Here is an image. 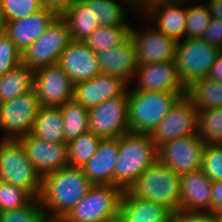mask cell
<instances>
[{
	"instance_id": "obj_13",
	"label": "cell",
	"mask_w": 222,
	"mask_h": 222,
	"mask_svg": "<svg viewBox=\"0 0 222 222\" xmlns=\"http://www.w3.org/2000/svg\"><path fill=\"white\" fill-rule=\"evenodd\" d=\"M33 90L41 107H61L74 97V84L58 64L33 71Z\"/></svg>"
},
{
	"instance_id": "obj_18",
	"label": "cell",
	"mask_w": 222,
	"mask_h": 222,
	"mask_svg": "<svg viewBox=\"0 0 222 222\" xmlns=\"http://www.w3.org/2000/svg\"><path fill=\"white\" fill-rule=\"evenodd\" d=\"M128 87L129 84L122 78L100 73L75 84L73 99L89 110L112 97L122 95Z\"/></svg>"
},
{
	"instance_id": "obj_37",
	"label": "cell",
	"mask_w": 222,
	"mask_h": 222,
	"mask_svg": "<svg viewBox=\"0 0 222 222\" xmlns=\"http://www.w3.org/2000/svg\"><path fill=\"white\" fill-rule=\"evenodd\" d=\"M32 198L26 190L0 181V213L25 206Z\"/></svg>"
},
{
	"instance_id": "obj_36",
	"label": "cell",
	"mask_w": 222,
	"mask_h": 222,
	"mask_svg": "<svg viewBox=\"0 0 222 222\" xmlns=\"http://www.w3.org/2000/svg\"><path fill=\"white\" fill-rule=\"evenodd\" d=\"M201 170L212 181H222V144H205Z\"/></svg>"
},
{
	"instance_id": "obj_43",
	"label": "cell",
	"mask_w": 222,
	"mask_h": 222,
	"mask_svg": "<svg viewBox=\"0 0 222 222\" xmlns=\"http://www.w3.org/2000/svg\"><path fill=\"white\" fill-rule=\"evenodd\" d=\"M78 0H41L44 8L55 11L58 15H62Z\"/></svg>"
},
{
	"instance_id": "obj_35",
	"label": "cell",
	"mask_w": 222,
	"mask_h": 222,
	"mask_svg": "<svg viewBox=\"0 0 222 222\" xmlns=\"http://www.w3.org/2000/svg\"><path fill=\"white\" fill-rule=\"evenodd\" d=\"M6 22L26 18L44 7L41 0H0Z\"/></svg>"
},
{
	"instance_id": "obj_30",
	"label": "cell",
	"mask_w": 222,
	"mask_h": 222,
	"mask_svg": "<svg viewBox=\"0 0 222 222\" xmlns=\"http://www.w3.org/2000/svg\"><path fill=\"white\" fill-rule=\"evenodd\" d=\"M63 118L65 143L89 131V111L75 99L68 100L60 107Z\"/></svg>"
},
{
	"instance_id": "obj_27",
	"label": "cell",
	"mask_w": 222,
	"mask_h": 222,
	"mask_svg": "<svg viewBox=\"0 0 222 222\" xmlns=\"http://www.w3.org/2000/svg\"><path fill=\"white\" fill-rule=\"evenodd\" d=\"M67 22L72 41H84L98 27L94 14L84 0H78L61 15Z\"/></svg>"
},
{
	"instance_id": "obj_22",
	"label": "cell",
	"mask_w": 222,
	"mask_h": 222,
	"mask_svg": "<svg viewBox=\"0 0 222 222\" xmlns=\"http://www.w3.org/2000/svg\"><path fill=\"white\" fill-rule=\"evenodd\" d=\"M57 16L58 14L55 11L43 8L26 18L8 21L6 34L17 48L23 52L47 30Z\"/></svg>"
},
{
	"instance_id": "obj_14",
	"label": "cell",
	"mask_w": 222,
	"mask_h": 222,
	"mask_svg": "<svg viewBox=\"0 0 222 222\" xmlns=\"http://www.w3.org/2000/svg\"><path fill=\"white\" fill-rule=\"evenodd\" d=\"M205 144L197 134L174 139L158 148V160L179 175L201 170Z\"/></svg>"
},
{
	"instance_id": "obj_12",
	"label": "cell",
	"mask_w": 222,
	"mask_h": 222,
	"mask_svg": "<svg viewBox=\"0 0 222 222\" xmlns=\"http://www.w3.org/2000/svg\"><path fill=\"white\" fill-rule=\"evenodd\" d=\"M193 134H197V109L184 95L172 106L150 136L158 149L166 142Z\"/></svg>"
},
{
	"instance_id": "obj_21",
	"label": "cell",
	"mask_w": 222,
	"mask_h": 222,
	"mask_svg": "<svg viewBox=\"0 0 222 222\" xmlns=\"http://www.w3.org/2000/svg\"><path fill=\"white\" fill-rule=\"evenodd\" d=\"M118 138L101 139L94 156L81 168L93 185H114Z\"/></svg>"
},
{
	"instance_id": "obj_20",
	"label": "cell",
	"mask_w": 222,
	"mask_h": 222,
	"mask_svg": "<svg viewBox=\"0 0 222 222\" xmlns=\"http://www.w3.org/2000/svg\"><path fill=\"white\" fill-rule=\"evenodd\" d=\"M96 57L101 73L122 78L128 84L132 83L138 65L136 48L130 36L112 49L96 52Z\"/></svg>"
},
{
	"instance_id": "obj_33",
	"label": "cell",
	"mask_w": 222,
	"mask_h": 222,
	"mask_svg": "<svg viewBox=\"0 0 222 222\" xmlns=\"http://www.w3.org/2000/svg\"><path fill=\"white\" fill-rule=\"evenodd\" d=\"M101 139L93 132L87 131L69 141L68 166L82 168L94 156Z\"/></svg>"
},
{
	"instance_id": "obj_6",
	"label": "cell",
	"mask_w": 222,
	"mask_h": 222,
	"mask_svg": "<svg viewBox=\"0 0 222 222\" xmlns=\"http://www.w3.org/2000/svg\"><path fill=\"white\" fill-rule=\"evenodd\" d=\"M123 192L114 185H93L66 217L70 222L118 221Z\"/></svg>"
},
{
	"instance_id": "obj_1",
	"label": "cell",
	"mask_w": 222,
	"mask_h": 222,
	"mask_svg": "<svg viewBox=\"0 0 222 222\" xmlns=\"http://www.w3.org/2000/svg\"><path fill=\"white\" fill-rule=\"evenodd\" d=\"M92 186L81 168L67 166L42 177L38 199L43 212L66 216Z\"/></svg>"
},
{
	"instance_id": "obj_8",
	"label": "cell",
	"mask_w": 222,
	"mask_h": 222,
	"mask_svg": "<svg viewBox=\"0 0 222 222\" xmlns=\"http://www.w3.org/2000/svg\"><path fill=\"white\" fill-rule=\"evenodd\" d=\"M220 52L219 47L210 45L201 38L177 42L174 61L185 88L197 80L208 77Z\"/></svg>"
},
{
	"instance_id": "obj_44",
	"label": "cell",
	"mask_w": 222,
	"mask_h": 222,
	"mask_svg": "<svg viewBox=\"0 0 222 222\" xmlns=\"http://www.w3.org/2000/svg\"><path fill=\"white\" fill-rule=\"evenodd\" d=\"M208 78L216 82H222V50L218 54L216 62L212 65Z\"/></svg>"
},
{
	"instance_id": "obj_2",
	"label": "cell",
	"mask_w": 222,
	"mask_h": 222,
	"mask_svg": "<svg viewBox=\"0 0 222 222\" xmlns=\"http://www.w3.org/2000/svg\"><path fill=\"white\" fill-rule=\"evenodd\" d=\"M119 154L114 168V186L128 190L139 176L158 160L150 134L128 132L118 138Z\"/></svg>"
},
{
	"instance_id": "obj_19",
	"label": "cell",
	"mask_w": 222,
	"mask_h": 222,
	"mask_svg": "<svg viewBox=\"0 0 222 222\" xmlns=\"http://www.w3.org/2000/svg\"><path fill=\"white\" fill-rule=\"evenodd\" d=\"M57 64L74 85L101 73L96 53L83 41H72L61 53Z\"/></svg>"
},
{
	"instance_id": "obj_49",
	"label": "cell",
	"mask_w": 222,
	"mask_h": 222,
	"mask_svg": "<svg viewBox=\"0 0 222 222\" xmlns=\"http://www.w3.org/2000/svg\"><path fill=\"white\" fill-rule=\"evenodd\" d=\"M208 5H222V0H206Z\"/></svg>"
},
{
	"instance_id": "obj_45",
	"label": "cell",
	"mask_w": 222,
	"mask_h": 222,
	"mask_svg": "<svg viewBox=\"0 0 222 222\" xmlns=\"http://www.w3.org/2000/svg\"><path fill=\"white\" fill-rule=\"evenodd\" d=\"M39 222H70L66 216L62 215H50L43 212Z\"/></svg>"
},
{
	"instance_id": "obj_17",
	"label": "cell",
	"mask_w": 222,
	"mask_h": 222,
	"mask_svg": "<svg viewBox=\"0 0 222 222\" xmlns=\"http://www.w3.org/2000/svg\"><path fill=\"white\" fill-rule=\"evenodd\" d=\"M141 14L166 36L185 39L186 0L152 3Z\"/></svg>"
},
{
	"instance_id": "obj_47",
	"label": "cell",
	"mask_w": 222,
	"mask_h": 222,
	"mask_svg": "<svg viewBox=\"0 0 222 222\" xmlns=\"http://www.w3.org/2000/svg\"><path fill=\"white\" fill-rule=\"evenodd\" d=\"M211 16L222 20V5H209Z\"/></svg>"
},
{
	"instance_id": "obj_15",
	"label": "cell",
	"mask_w": 222,
	"mask_h": 222,
	"mask_svg": "<svg viewBox=\"0 0 222 222\" xmlns=\"http://www.w3.org/2000/svg\"><path fill=\"white\" fill-rule=\"evenodd\" d=\"M129 86L137 91L186 92L175 62L169 61L138 65Z\"/></svg>"
},
{
	"instance_id": "obj_7",
	"label": "cell",
	"mask_w": 222,
	"mask_h": 222,
	"mask_svg": "<svg viewBox=\"0 0 222 222\" xmlns=\"http://www.w3.org/2000/svg\"><path fill=\"white\" fill-rule=\"evenodd\" d=\"M72 42L66 20L58 15L47 30L21 54V64L32 71L57 64L61 53Z\"/></svg>"
},
{
	"instance_id": "obj_9",
	"label": "cell",
	"mask_w": 222,
	"mask_h": 222,
	"mask_svg": "<svg viewBox=\"0 0 222 222\" xmlns=\"http://www.w3.org/2000/svg\"><path fill=\"white\" fill-rule=\"evenodd\" d=\"M40 108L34 90L0 103V139L19 140L30 134Z\"/></svg>"
},
{
	"instance_id": "obj_32",
	"label": "cell",
	"mask_w": 222,
	"mask_h": 222,
	"mask_svg": "<svg viewBox=\"0 0 222 222\" xmlns=\"http://www.w3.org/2000/svg\"><path fill=\"white\" fill-rule=\"evenodd\" d=\"M131 26H98L83 42L95 53L112 49L130 36Z\"/></svg>"
},
{
	"instance_id": "obj_26",
	"label": "cell",
	"mask_w": 222,
	"mask_h": 222,
	"mask_svg": "<svg viewBox=\"0 0 222 222\" xmlns=\"http://www.w3.org/2000/svg\"><path fill=\"white\" fill-rule=\"evenodd\" d=\"M31 134L47 142L65 143L60 107H41L34 120Z\"/></svg>"
},
{
	"instance_id": "obj_40",
	"label": "cell",
	"mask_w": 222,
	"mask_h": 222,
	"mask_svg": "<svg viewBox=\"0 0 222 222\" xmlns=\"http://www.w3.org/2000/svg\"><path fill=\"white\" fill-rule=\"evenodd\" d=\"M171 222H216V217L211 212L179 208L172 211Z\"/></svg>"
},
{
	"instance_id": "obj_29",
	"label": "cell",
	"mask_w": 222,
	"mask_h": 222,
	"mask_svg": "<svg viewBox=\"0 0 222 222\" xmlns=\"http://www.w3.org/2000/svg\"><path fill=\"white\" fill-rule=\"evenodd\" d=\"M33 90V71L20 64L0 75V103L15 99Z\"/></svg>"
},
{
	"instance_id": "obj_10",
	"label": "cell",
	"mask_w": 222,
	"mask_h": 222,
	"mask_svg": "<svg viewBox=\"0 0 222 222\" xmlns=\"http://www.w3.org/2000/svg\"><path fill=\"white\" fill-rule=\"evenodd\" d=\"M134 19L140 20L139 24H146L141 29L132 24L130 29V37L136 48L137 65L175 62L177 41L159 31L141 13Z\"/></svg>"
},
{
	"instance_id": "obj_39",
	"label": "cell",
	"mask_w": 222,
	"mask_h": 222,
	"mask_svg": "<svg viewBox=\"0 0 222 222\" xmlns=\"http://www.w3.org/2000/svg\"><path fill=\"white\" fill-rule=\"evenodd\" d=\"M22 52L4 33L0 36V75L7 73L21 64Z\"/></svg>"
},
{
	"instance_id": "obj_23",
	"label": "cell",
	"mask_w": 222,
	"mask_h": 222,
	"mask_svg": "<svg viewBox=\"0 0 222 222\" xmlns=\"http://www.w3.org/2000/svg\"><path fill=\"white\" fill-rule=\"evenodd\" d=\"M211 183L202 170L180 175L181 208L212 213Z\"/></svg>"
},
{
	"instance_id": "obj_42",
	"label": "cell",
	"mask_w": 222,
	"mask_h": 222,
	"mask_svg": "<svg viewBox=\"0 0 222 222\" xmlns=\"http://www.w3.org/2000/svg\"><path fill=\"white\" fill-rule=\"evenodd\" d=\"M212 214L222 215V181H212Z\"/></svg>"
},
{
	"instance_id": "obj_3",
	"label": "cell",
	"mask_w": 222,
	"mask_h": 222,
	"mask_svg": "<svg viewBox=\"0 0 222 222\" xmlns=\"http://www.w3.org/2000/svg\"><path fill=\"white\" fill-rule=\"evenodd\" d=\"M186 92L137 91L128 87L130 132L151 134Z\"/></svg>"
},
{
	"instance_id": "obj_31",
	"label": "cell",
	"mask_w": 222,
	"mask_h": 222,
	"mask_svg": "<svg viewBox=\"0 0 222 222\" xmlns=\"http://www.w3.org/2000/svg\"><path fill=\"white\" fill-rule=\"evenodd\" d=\"M210 18L211 12L206 0H186L185 39L202 38Z\"/></svg>"
},
{
	"instance_id": "obj_38",
	"label": "cell",
	"mask_w": 222,
	"mask_h": 222,
	"mask_svg": "<svg viewBox=\"0 0 222 222\" xmlns=\"http://www.w3.org/2000/svg\"><path fill=\"white\" fill-rule=\"evenodd\" d=\"M43 210L39 199L32 198L25 206L0 213V222H39Z\"/></svg>"
},
{
	"instance_id": "obj_16",
	"label": "cell",
	"mask_w": 222,
	"mask_h": 222,
	"mask_svg": "<svg viewBox=\"0 0 222 222\" xmlns=\"http://www.w3.org/2000/svg\"><path fill=\"white\" fill-rule=\"evenodd\" d=\"M19 141L26 150L28 160L41 178L68 166L67 143H53L38 139L31 133Z\"/></svg>"
},
{
	"instance_id": "obj_46",
	"label": "cell",
	"mask_w": 222,
	"mask_h": 222,
	"mask_svg": "<svg viewBox=\"0 0 222 222\" xmlns=\"http://www.w3.org/2000/svg\"><path fill=\"white\" fill-rule=\"evenodd\" d=\"M170 1H180V0H133L134 4L138 8L139 13H141L147 6H149L152 3L170 2Z\"/></svg>"
},
{
	"instance_id": "obj_34",
	"label": "cell",
	"mask_w": 222,
	"mask_h": 222,
	"mask_svg": "<svg viewBox=\"0 0 222 222\" xmlns=\"http://www.w3.org/2000/svg\"><path fill=\"white\" fill-rule=\"evenodd\" d=\"M197 135L206 144H222V107L197 111Z\"/></svg>"
},
{
	"instance_id": "obj_5",
	"label": "cell",
	"mask_w": 222,
	"mask_h": 222,
	"mask_svg": "<svg viewBox=\"0 0 222 222\" xmlns=\"http://www.w3.org/2000/svg\"><path fill=\"white\" fill-rule=\"evenodd\" d=\"M0 181L26 190L35 199L39 198L42 178L28 160L19 140L0 139Z\"/></svg>"
},
{
	"instance_id": "obj_48",
	"label": "cell",
	"mask_w": 222,
	"mask_h": 222,
	"mask_svg": "<svg viewBox=\"0 0 222 222\" xmlns=\"http://www.w3.org/2000/svg\"><path fill=\"white\" fill-rule=\"evenodd\" d=\"M6 19L4 17L3 9L0 3V36L6 33Z\"/></svg>"
},
{
	"instance_id": "obj_24",
	"label": "cell",
	"mask_w": 222,
	"mask_h": 222,
	"mask_svg": "<svg viewBox=\"0 0 222 222\" xmlns=\"http://www.w3.org/2000/svg\"><path fill=\"white\" fill-rule=\"evenodd\" d=\"M172 210L162 204L134 197L123 192L118 222H171Z\"/></svg>"
},
{
	"instance_id": "obj_25",
	"label": "cell",
	"mask_w": 222,
	"mask_h": 222,
	"mask_svg": "<svg viewBox=\"0 0 222 222\" xmlns=\"http://www.w3.org/2000/svg\"><path fill=\"white\" fill-rule=\"evenodd\" d=\"M84 1L92 10L98 26H131V22L127 21L129 16L133 14L132 17L134 18L139 14L133 0Z\"/></svg>"
},
{
	"instance_id": "obj_50",
	"label": "cell",
	"mask_w": 222,
	"mask_h": 222,
	"mask_svg": "<svg viewBox=\"0 0 222 222\" xmlns=\"http://www.w3.org/2000/svg\"><path fill=\"white\" fill-rule=\"evenodd\" d=\"M216 222H222V215L216 217Z\"/></svg>"
},
{
	"instance_id": "obj_11",
	"label": "cell",
	"mask_w": 222,
	"mask_h": 222,
	"mask_svg": "<svg viewBox=\"0 0 222 222\" xmlns=\"http://www.w3.org/2000/svg\"><path fill=\"white\" fill-rule=\"evenodd\" d=\"M89 111V131L102 139L119 138L130 132L128 123V89Z\"/></svg>"
},
{
	"instance_id": "obj_41",
	"label": "cell",
	"mask_w": 222,
	"mask_h": 222,
	"mask_svg": "<svg viewBox=\"0 0 222 222\" xmlns=\"http://www.w3.org/2000/svg\"><path fill=\"white\" fill-rule=\"evenodd\" d=\"M201 39L222 50V20L211 16L208 27Z\"/></svg>"
},
{
	"instance_id": "obj_28",
	"label": "cell",
	"mask_w": 222,
	"mask_h": 222,
	"mask_svg": "<svg viewBox=\"0 0 222 222\" xmlns=\"http://www.w3.org/2000/svg\"><path fill=\"white\" fill-rule=\"evenodd\" d=\"M186 96L197 111L222 107V82L208 77L197 80L186 88Z\"/></svg>"
},
{
	"instance_id": "obj_4",
	"label": "cell",
	"mask_w": 222,
	"mask_h": 222,
	"mask_svg": "<svg viewBox=\"0 0 222 222\" xmlns=\"http://www.w3.org/2000/svg\"><path fill=\"white\" fill-rule=\"evenodd\" d=\"M180 175L159 160L149 166L128 189L137 198L167 206L172 211L181 208Z\"/></svg>"
}]
</instances>
